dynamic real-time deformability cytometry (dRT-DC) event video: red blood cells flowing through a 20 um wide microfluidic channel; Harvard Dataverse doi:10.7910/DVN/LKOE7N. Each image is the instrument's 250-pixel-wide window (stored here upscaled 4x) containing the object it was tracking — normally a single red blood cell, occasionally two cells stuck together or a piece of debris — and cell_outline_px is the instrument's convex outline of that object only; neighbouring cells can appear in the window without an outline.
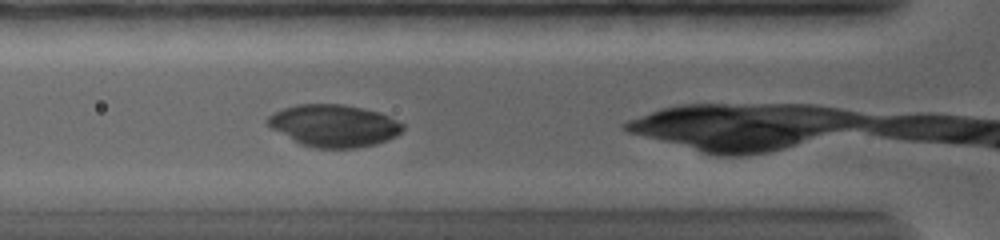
{"species": "common noctule bat (a hibernating species)", "species_latin": "Nyctalus noctula", "temperature_condition": "warm", "stored_images_in_passage": 7, "camera_frame_rate_fps": 5000, "um_per_image_px": 0.085, "animal": {"sex": "female", "body_mass_g": 19.0, "forearm_length_mm": 56.7}, "frame": {"image": 1, "passage_image": 2, "time_ms": 0.8, "image_size_px": [1000, 240], "cell_outline_px": [[404, 128], [396, 136], [388, 140], [376, 144], [356, 148], [316, 148], [300, 144], [272, 128], [268, 124], [268, 116], [284, 108], [296, 104], [344, 104], [380, 112], [404, 124]], "centroid_in_image_um": [28.42, 10.68], "position_along_channel_um": 97.4, "area_um2": 33.06}}
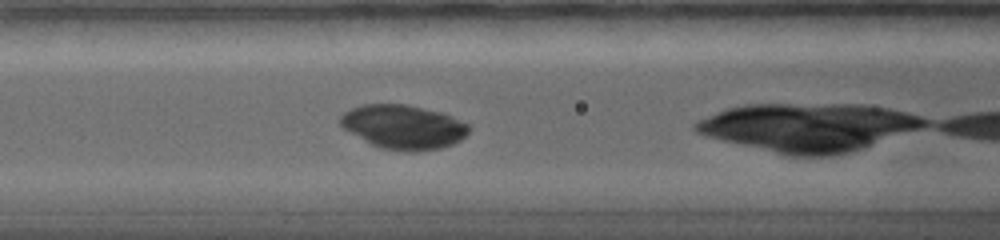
{"frame": {"image": 2, "passage_image": 3, "time_ms": 1.8, "image_size_px": [1000, 240], "cell_outline_px": [[472, 128], [460, 140], [452, 144], [440, 148], [420, 152], [404, 152], [380, 148], [364, 140], [344, 128], [340, 124], [340, 116], [344, 112], [352, 108], [364, 104], [408, 104], [440, 112], [452, 116], [468, 124]], "centroid_in_image_um": [34.31, 10.79], "position_along_channel_um": 132.3, "area_um2": 33.12}}